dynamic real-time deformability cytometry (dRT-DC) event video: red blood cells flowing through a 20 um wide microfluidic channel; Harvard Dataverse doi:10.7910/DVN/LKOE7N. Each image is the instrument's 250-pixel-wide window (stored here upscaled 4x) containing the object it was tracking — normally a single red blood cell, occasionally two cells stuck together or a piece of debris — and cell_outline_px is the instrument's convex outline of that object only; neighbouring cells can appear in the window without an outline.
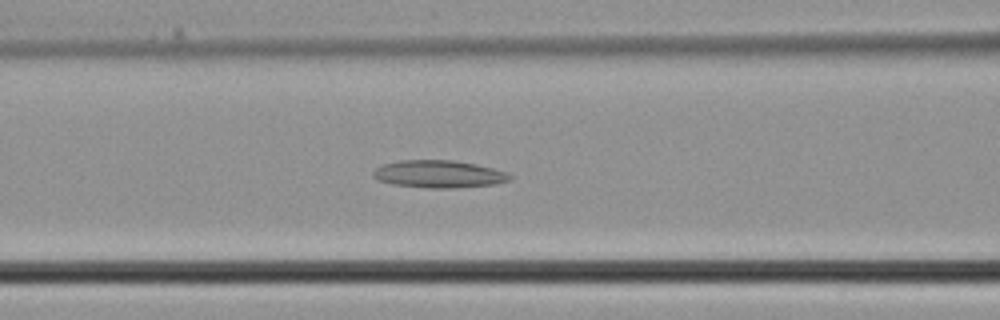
{"species": "common noctule bat (a hibernating species)", "species_latin": "Nyctalus noctula", "temperature_condition": "cold", "stored_images_in_passage": 27, "camera_frame_rate_fps": 3000, "um_per_image_px": 0.085, "animal": {"sex": "male", "body_mass_g": 21.5, "forearm_length_mm": 52.0}, "frame": {"image": 1, "passage_image": 5, "time_ms": 1.333, "image_size_px": [1000, 320], "cell_outline_px": [[512, 180], [496, 184], [456, 188], [428, 188], [392, 184], [380, 180], [372, 176], [372, 172], [376, 168], [384, 164], [400, 160], [452, 160], [476, 164], [492, 168], [504, 172], [512, 176]], "centroid_in_image_um": [37.31, 14.8], "position_along_channel_um": 129.3, "area_um2": 21.85}}
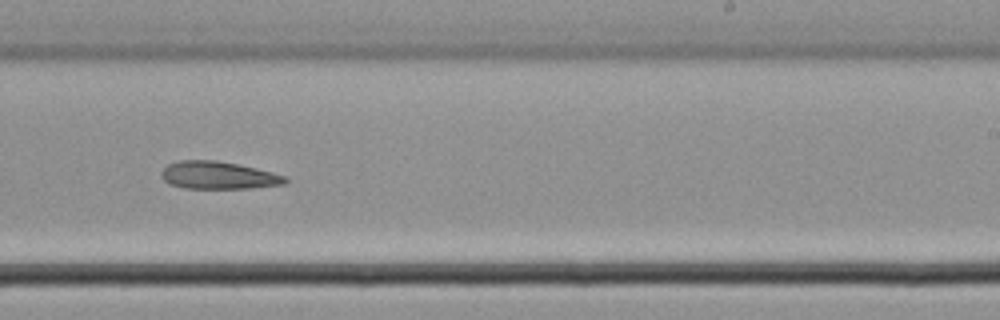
{"frame": {"image": 2, "passage_image": 13, "time_ms": 4.0, "image_size_px": [1000, 320], "cell_outline_px": [[288, 180], [284, 184], [248, 188], [184, 188], [172, 184], [164, 180], [160, 176], [160, 172], [168, 164], [176, 160], [216, 160], [256, 168], [288, 176]], "centroid_in_image_um": [18.55, 14.89], "position_along_channel_um": 270.5, "area_um2": 19.88}}
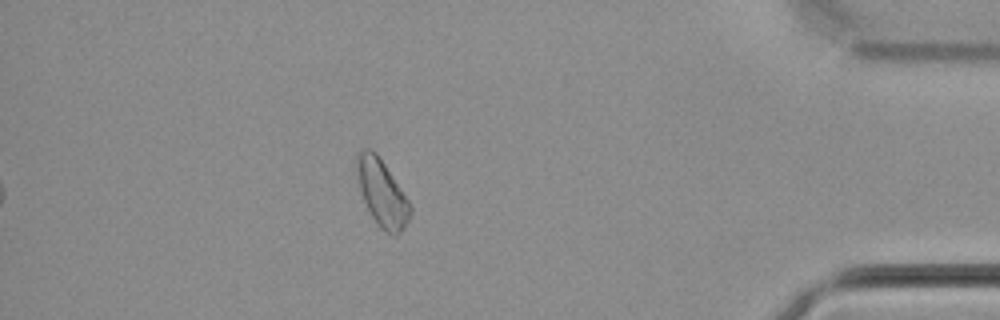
{"frame": {"image": 3, "passage_image": 23, "time_ms": 7.333, "image_size_px": [1000, 320], "cell_outline_px": [[412, 212], [408, 220], [400, 232], [396, 236], [392, 236], [384, 232], [376, 224], [364, 200], [360, 188], [356, 172], [356, 156], [360, 148], [372, 148], [376, 152], [408, 200], [412, 208]], "centroid_in_image_um": [32.45, 16.4], "position_along_channel_um": 402.7, "area_um2": 20.63}}